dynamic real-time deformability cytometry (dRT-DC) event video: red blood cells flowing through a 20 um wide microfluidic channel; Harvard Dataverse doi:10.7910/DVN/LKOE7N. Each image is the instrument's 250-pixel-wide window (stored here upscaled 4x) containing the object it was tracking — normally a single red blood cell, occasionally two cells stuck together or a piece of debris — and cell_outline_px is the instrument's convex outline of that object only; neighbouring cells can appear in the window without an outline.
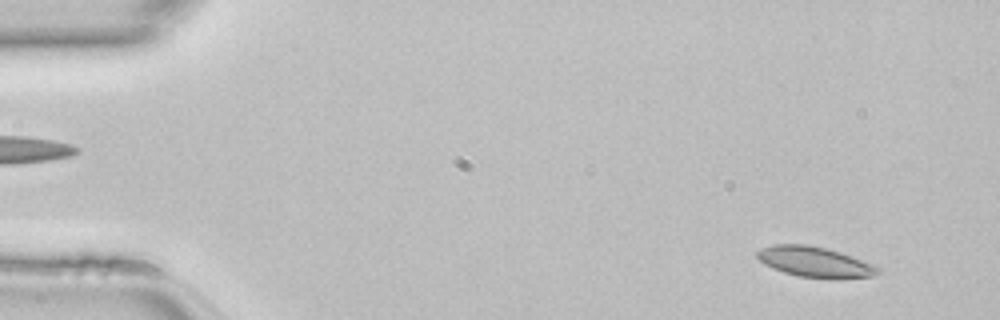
{"species": "common noctule bat (a hibernating species)", "species_latin": "Nyctalus noctula", "temperature_condition": "room temperature", "stored_images_in_passage": 47, "camera_frame_rate_fps": 3000, "um_per_image_px": 0.085, "animal": {"sex": "female", "body_mass_g": 22.7, "forearm_length_mm": 54.2}, "frame": {"image": 1, "passage_image": 3, "time_ms": 0.667, "image_size_px": [1000, 320], "cell_outline_px": [[880, 272], [872, 276], [840, 280], [836, 280], [800, 276], [784, 272], [772, 268], [764, 264], [756, 256], [756, 252], [772, 244], [808, 244], [828, 248], [840, 252], [872, 264], [880, 268]], "centroid_in_image_um": [69.28, 22.28], "position_along_channel_um": 15.7, "area_um2": 21.62}}
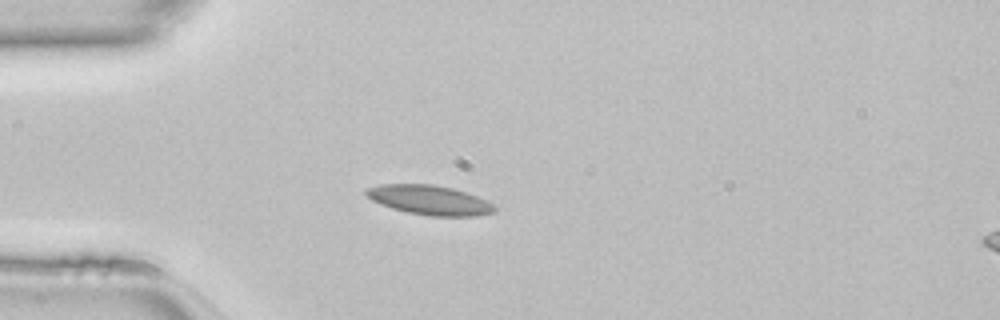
{"frame": {"image": 2, "passage_image": 12, "time_ms": 3.667, "image_size_px": [1000, 320], "cell_outline_px": [[496, 212], [476, 216], [428, 216], [408, 212], [392, 208], [380, 204], [372, 200], [364, 192], [368, 188], [380, 184], [432, 184], [452, 188], [488, 200], [496, 208]], "centroid_in_image_um": [36.53, 17.01], "position_along_channel_um": 48.5, "area_um2": 22.02}}
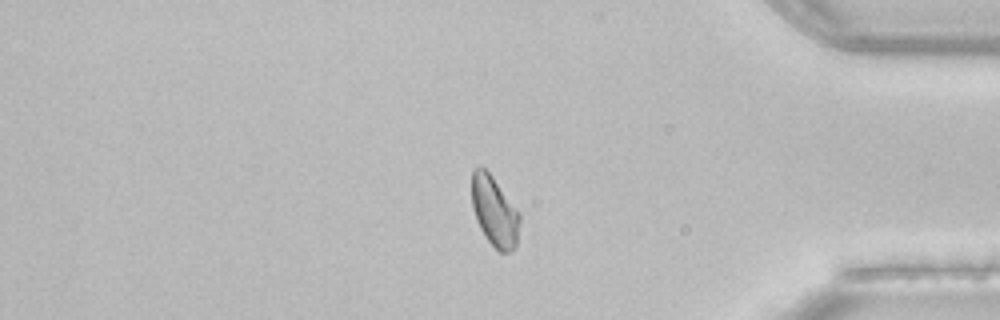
{"frame": {"image": 3, "passage_image": 39, "time_ms": 12.667, "image_size_px": [1000, 320], "cell_outline_px": [[520, 220], [516, 244], [512, 252], [500, 252], [484, 236], [476, 220], [472, 208], [472, 168], [484, 168], [492, 176], [520, 212]], "centroid_in_image_um": [42.03, 17.97], "position_along_channel_um": 393.2, "area_um2": 19.54}}